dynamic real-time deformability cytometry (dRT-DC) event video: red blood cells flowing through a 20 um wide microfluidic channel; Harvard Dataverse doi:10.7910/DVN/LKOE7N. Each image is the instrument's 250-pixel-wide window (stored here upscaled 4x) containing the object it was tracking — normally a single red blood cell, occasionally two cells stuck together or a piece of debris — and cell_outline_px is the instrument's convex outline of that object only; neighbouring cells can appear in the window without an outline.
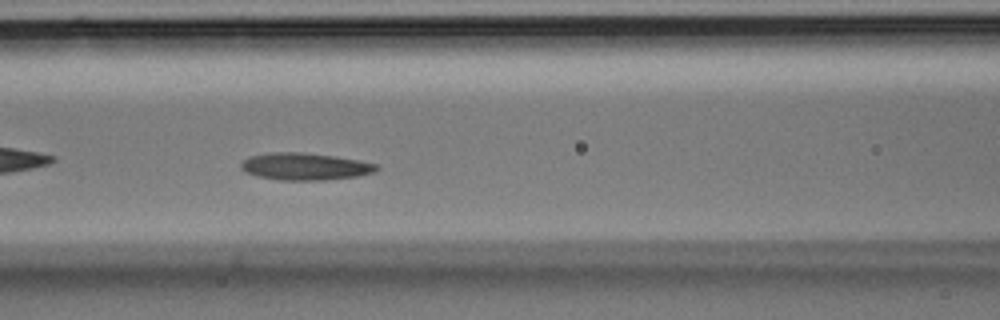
{"species": "Egyptian fruit bat (a non-hibernating species)", "species_latin": "Rousettus aegyptiacus", "temperature_condition": "room temperature", "stored_images_in_passage": 37, "camera_frame_rate_fps": 3000, "um_per_image_px": 0.085, "animal": {"sex": "male"}, "frame": {"image": 1, "passage_image": 16, "time_ms": 5.0, "image_size_px": [1000, 320], "cell_outline_px": [[380, 168], [372, 172], [356, 176], [324, 180], [280, 180], [256, 176], [244, 172], [240, 168], [240, 164], [248, 156], [268, 152], [304, 152], [336, 156], [360, 160], [376, 164]], "centroid_in_image_um": [25.87, 14.14], "position_along_channel_um": 140.7, "area_um2": 21.62}}
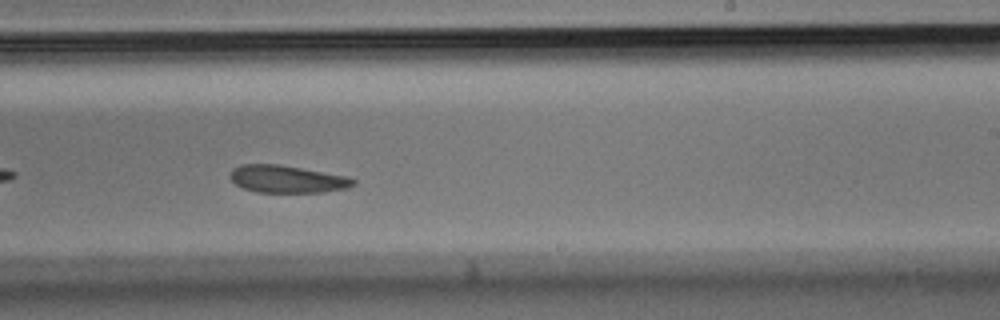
{"frame": {"image": 2, "passage_image": 23, "time_ms": 7.333, "image_size_px": [1000, 320], "cell_outline_px": [[356, 184], [348, 188], [320, 192], [256, 192], [244, 188], [236, 184], [228, 176], [232, 168], [240, 164], [280, 164], [348, 176], [356, 180]], "centroid_in_image_um": [24.4, 15.21], "position_along_channel_um": 264.6, "area_um2": 19.83}}
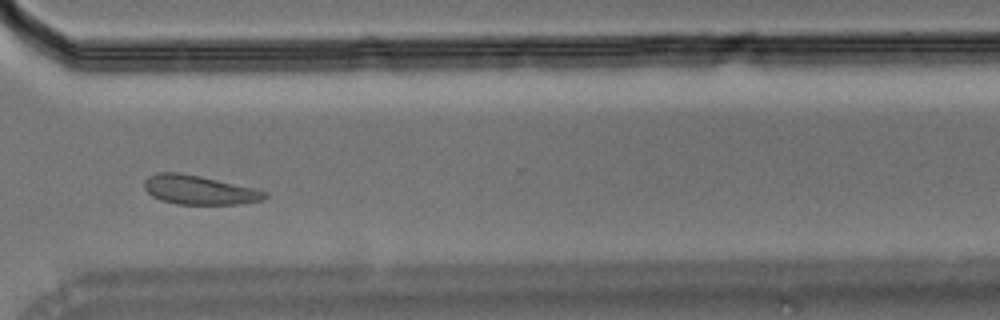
{"frame": {"image": 3, "passage_image": 28, "time_ms": 9.0, "image_size_px": [1000, 320], "cell_outline_px": [[268, 196], [260, 200], [236, 204], [176, 204], [160, 200], [152, 196], [144, 188], [144, 180], [148, 176], [156, 172], [180, 172], [200, 176], [252, 188], [268, 192]], "centroid_in_image_um": [16.86, 16.14], "position_along_channel_um": 353.7, "area_um2": 20.29}}